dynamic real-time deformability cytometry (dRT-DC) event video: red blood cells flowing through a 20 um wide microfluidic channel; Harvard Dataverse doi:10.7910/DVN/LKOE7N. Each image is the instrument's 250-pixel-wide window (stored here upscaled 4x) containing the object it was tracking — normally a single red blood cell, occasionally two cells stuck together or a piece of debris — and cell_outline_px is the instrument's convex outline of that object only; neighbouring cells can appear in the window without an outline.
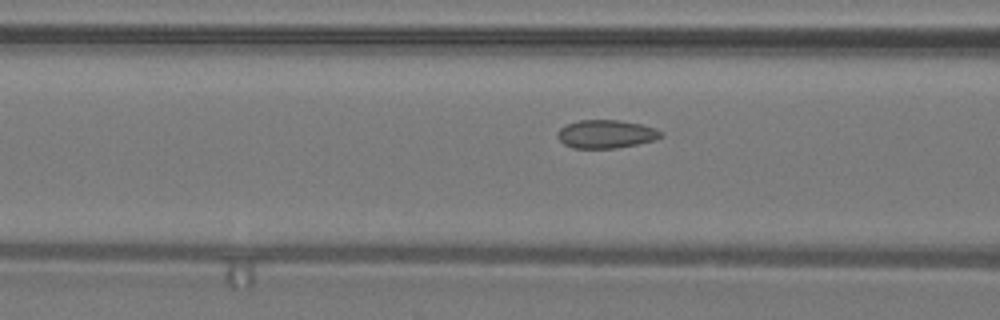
{"species": "common noctule bat (a hibernating species)", "species_latin": "Nyctalus noctula", "temperature_condition": "warm", "stored_images_in_passage": 26, "camera_frame_rate_fps": 3000, "um_per_image_px": 0.085, "animal": {"sex": "male", "body_mass_g": 19.2, "forearm_length_mm": 51.8}, "frame": {"image": 1, "passage_image": 12, "time_ms": 3.667, "image_size_px": [1000, 320], "cell_outline_px": [[664, 136], [656, 140], [616, 148], [572, 148], [564, 144], [556, 136], [556, 132], [560, 128], [568, 124], [580, 120], [620, 120], [640, 124], [656, 128], [664, 132]], "centroid_in_image_um": [51.54, 11.39], "position_along_channel_um": 115.1, "area_um2": 17.17}}
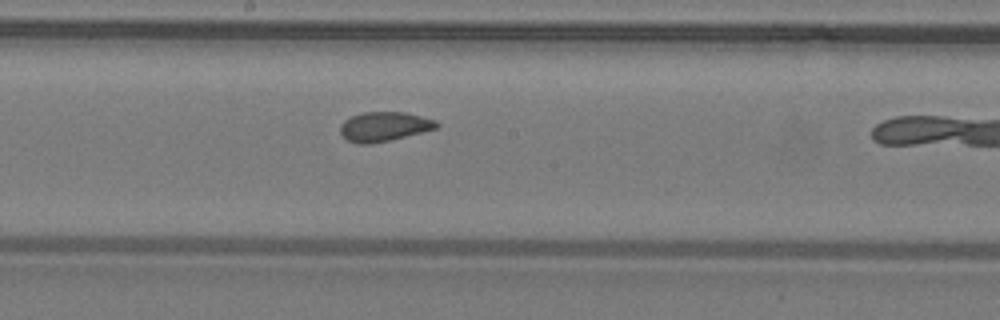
{"frame": {"image": 2, "passage_image": 19, "time_ms": 6.0, "image_size_px": [1000, 320], "cell_outline_px": [[440, 124], [436, 128], [388, 140], [368, 144], [356, 144], [348, 140], [340, 132], [340, 124], [344, 120], [352, 116], [364, 112], [404, 112], [436, 120]], "centroid_in_image_um": [32.62, 10.75], "position_along_channel_um": 215.6, "area_um2": 16.24}}
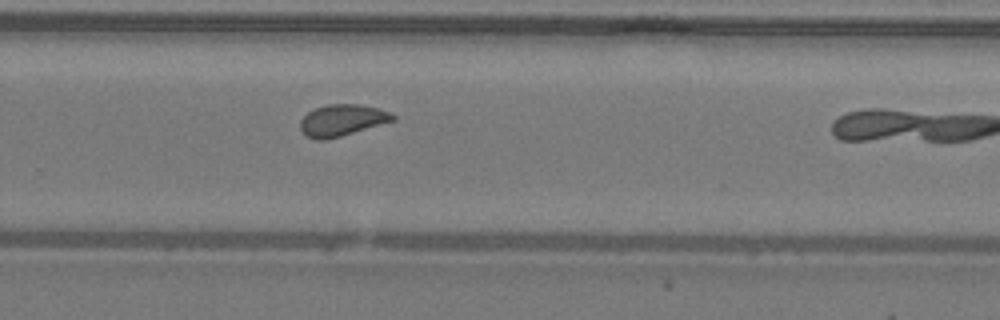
{"frame": {"image": 3, "passage_image": 25, "time_ms": 8.0, "image_size_px": [1000, 320], "cell_outline_px": [[396, 120], [340, 136], [324, 140], [316, 140], [304, 136], [300, 128], [300, 120], [308, 112], [316, 108], [328, 104], [356, 104], [376, 108], [388, 112], [396, 116]], "centroid_in_image_um": [29.04, 10.23], "position_along_channel_um": 300.8, "area_um2": 16.88}}